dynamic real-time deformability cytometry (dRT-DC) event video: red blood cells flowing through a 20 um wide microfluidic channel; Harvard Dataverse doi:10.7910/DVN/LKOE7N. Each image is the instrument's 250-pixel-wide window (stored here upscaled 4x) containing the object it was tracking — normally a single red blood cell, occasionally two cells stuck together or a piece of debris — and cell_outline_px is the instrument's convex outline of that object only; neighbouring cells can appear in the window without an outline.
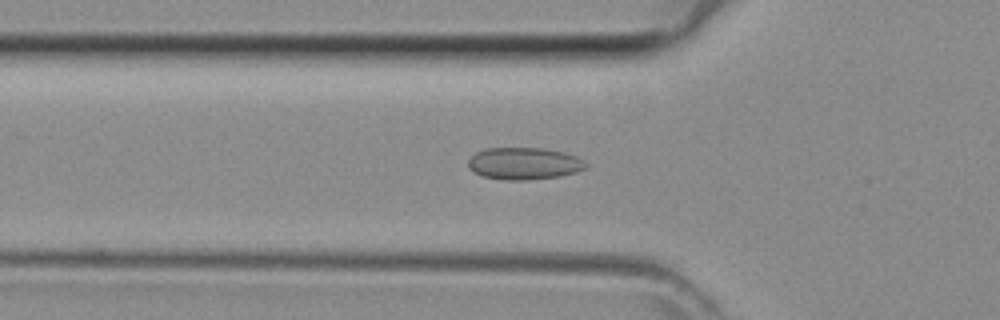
{"species": "common noctule bat (a hibernating species)", "species_latin": "Nyctalus noctula", "temperature_condition": "room temperature", "stored_images_in_passage": 43, "camera_frame_rate_fps": 3000, "um_per_image_px": 0.085, "animal": {"sex": "female", "body_mass_g": 29.2, "forearm_length_mm": 56.3}, "frame": {"image": 1, "passage_image": 14, "time_ms": 4.333, "image_size_px": [1000, 320], "cell_outline_px": [[588, 168], [576, 172], [560, 176], [524, 180], [504, 180], [484, 176], [472, 172], [468, 168], [468, 160], [476, 152], [488, 148], [544, 148], [564, 152], [576, 156], [584, 160], [588, 164]], "centroid_in_image_um": [44.57, 13.9], "position_along_channel_um": 81.2, "area_um2": 22.14}}
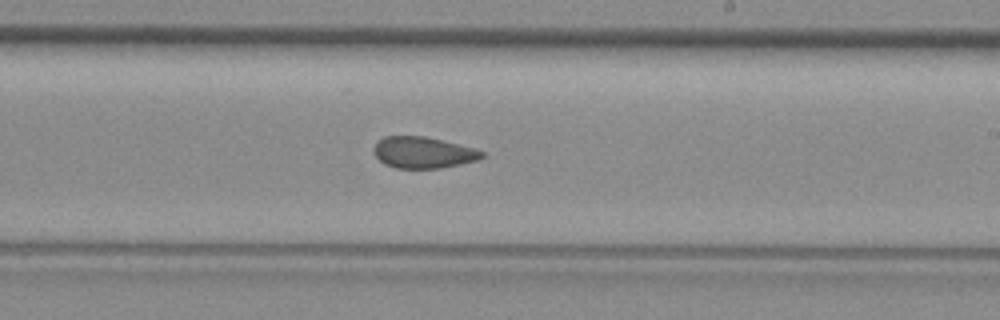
{"frame": {"image": 2, "passage_image": 25, "time_ms": 8.0, "image_size_px": [1000, 320], "cell_outline_px": [[484, 156], [476, 160], [460, 164], [440, 168], [396, 168], [384, 164], [376, 156], [376, 144], [384, 136], [424, 136], [476, 148], [484, 152]], "centroid_in_image_um": [36.0, 12.96], "position_along_channel_um": 253.0, "area_um2": 19.48}}
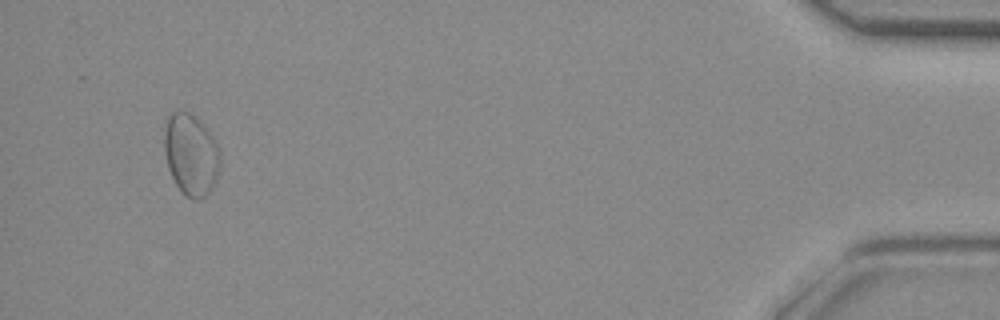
{"frame": {"image": 3, "passage_image": 41, "time_ms": 13.333, "image_size_px": [1000, 320], "cell_outline_px": [[220, 168], [216, 180], [208, 192], [200, 200], [192, 200], [184, 196], [176, 184], [168, 168], [164, 152], [164, 128], [168, 116], [172, 112], [188, 112], [200, 120], [208, 132], [220, 152]], "centroid_in_image_um": [16.21, 13.17], "position_along_channel_um": 419.0, "area_um2": 26.47}}